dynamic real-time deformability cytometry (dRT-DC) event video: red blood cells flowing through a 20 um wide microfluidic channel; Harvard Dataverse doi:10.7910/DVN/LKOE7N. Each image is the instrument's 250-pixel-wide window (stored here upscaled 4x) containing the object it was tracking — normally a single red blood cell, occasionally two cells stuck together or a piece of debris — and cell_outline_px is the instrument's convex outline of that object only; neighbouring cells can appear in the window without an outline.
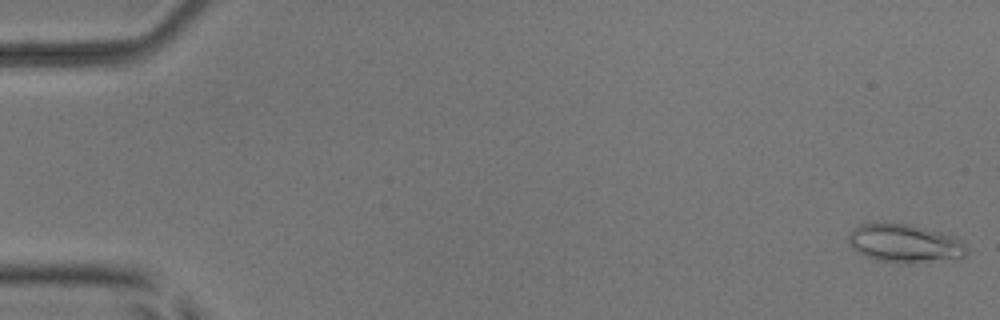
{"species": "common noctule bat (a hibernating species)", "species_latin": "Nyctalus noctula", "temperature_condition": "room temperature", "stored_images_in_passage": 19, "camera_frame_rate_fps": 3000, "um_per_image_px": 0.085, "animal": {"sex": "male", "body_mass_g": 17.9, "forearm_length_mm": 54.2}, "frame": {"image": 1, "passage_image": 1, "time_ms": 0.0, "image_size_px": [1000, 320], "cell_outline_px": [[968, 252], [964, 256], [924, 260], [880, 260], [868, 256], [852, 248], [848, 240], [848, 236], [852, 228], [860, 224], [880, 220], [892, 220], [912, 224], [940, 232], [952, 236], [960, 240], [968, 248]], "centroid_in_image_um": [76.81, 20.56], "position_along_channel_um": 8.2, "area_um2": 25.84}}
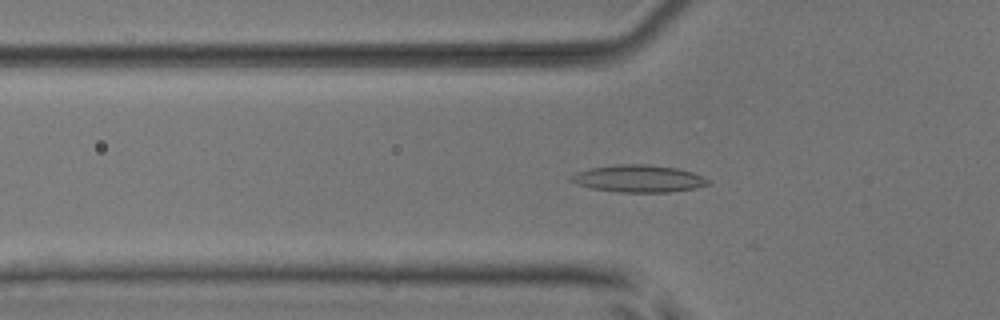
{"frame": {"image": 2, "passage_image": 18, "time_ms": 5.667, "image_size_px": [1000, 320], "cell_outline_px": [[712, 180], [708, 184], [696, 188], [668, 192], [620, 192], [592, 188], [576, 184], [568, 180], [568, 176], [576, 172], [588, 168], [616, 164], [648, 164], [676, 168], [692, 172]], "centroid_in_image_um": [54.24, 15.17], "position_along_channel_um": 71.6, "area_um2": 21.91}}